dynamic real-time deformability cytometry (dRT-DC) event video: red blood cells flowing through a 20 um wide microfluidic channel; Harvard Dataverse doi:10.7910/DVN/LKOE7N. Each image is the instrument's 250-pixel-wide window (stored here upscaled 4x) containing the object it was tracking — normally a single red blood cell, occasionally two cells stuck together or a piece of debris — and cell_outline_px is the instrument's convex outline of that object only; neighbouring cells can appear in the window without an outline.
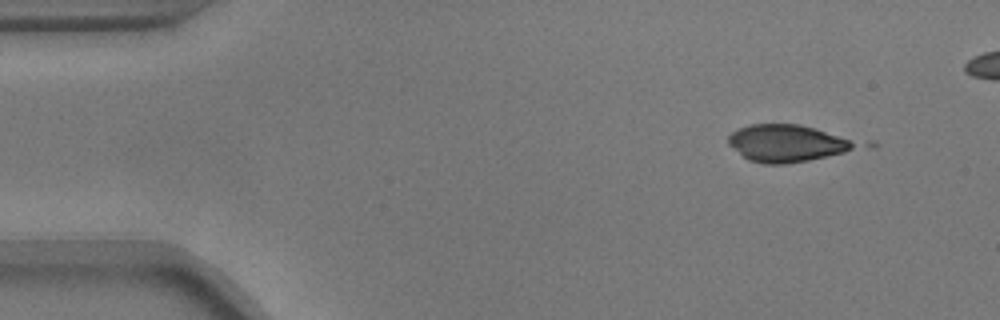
{"species": "common noctule bat (a hibernating species)", "species_latin": "Nyctalus noctula", "temperature_condition": "warm", "stored_images_in_passage": 2, "camera_frame_rate_fps": 3000, "um_per_image_px": 0.085, "animal": {"sex": "male", "body_mass_g": 17.9}, "frame": {"image": 1, "passage_image": 1, "time_ms": 0.0, "image_size_px": [1000, 320], "cell_outline_px": [[856, 144], [852, 148], [844, 152], [808, 160], [788, 164], [764, 164], [748, 160], [728, 144], [728, 136], [732, 132], [748, 124], [800, 124], [816, 128], [848, 140]], "centroid_in_image_um": [66.77, 12.18], "position_along_channel_um": 18.2, "area_um2": 26.99}}